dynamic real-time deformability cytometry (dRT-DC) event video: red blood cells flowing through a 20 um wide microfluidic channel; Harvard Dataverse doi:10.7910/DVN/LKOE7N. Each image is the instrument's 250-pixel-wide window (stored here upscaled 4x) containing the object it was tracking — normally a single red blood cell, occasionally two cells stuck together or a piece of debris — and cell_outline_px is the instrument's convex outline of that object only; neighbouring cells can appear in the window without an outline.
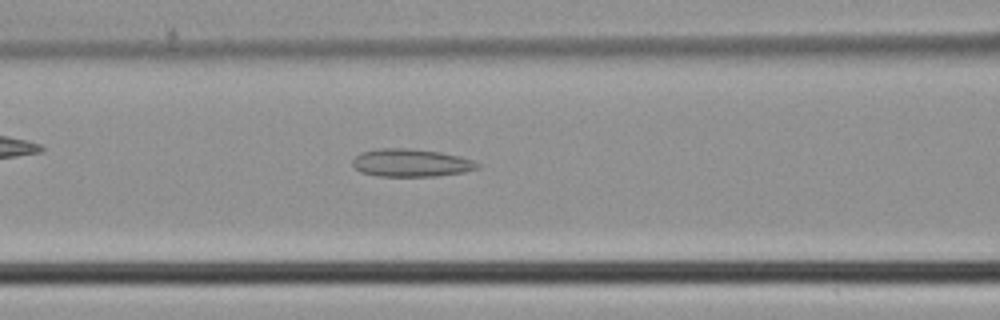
{"species": "common noctule bat (a hibernating species)", "species_latin": "Nyctalus noctula", "temperature_condition": "cold", "stored_images_in_passage": 37, "camera_frame_rate_fps": 3000, "um_per_image_px": 0.085, "animal": {"sex": "male", "body_mass_g": 21.5, "forearm_length_mm": 52.0}, "frame": {"image": 1, "passage_image": 16, "time_ms": 5.0, "image_size_px": [1000, 320], "cell_outline_px": [[480, 168], [464, 172], [436, 176], [376, 176], [360, 172], [352, 164], [352, 160], [360, 152], [380, 148], [408, 148], [440, 152], [460, 156], [472, 160], [480, 164]], "centroid_in_image_um": [34.93, 13.84], "position_along_channel_um": 131.7, "area_um2": 20.35}}
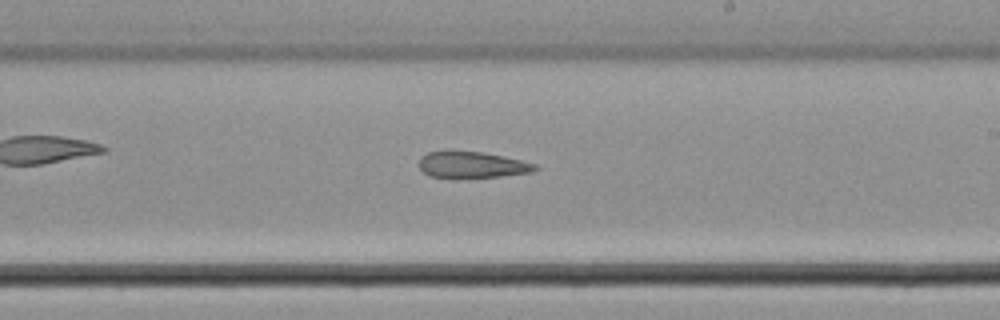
{"frame": {"image": 2, "passage_image": 24, "time_ms": 7.667, "image_size_px": [1000, 320], "cell_outline_px": [[540, 168], [532, 172], [500, 176], [428, 176], [420, 168], [420, 156], [428, 152], [444, 148], [484, 152], [520, 160], [536, 164]], "centroid_in_image_um": [40.09, 13.94], "position_along_channel_um": 248.9, "area_um2": 17.86}}
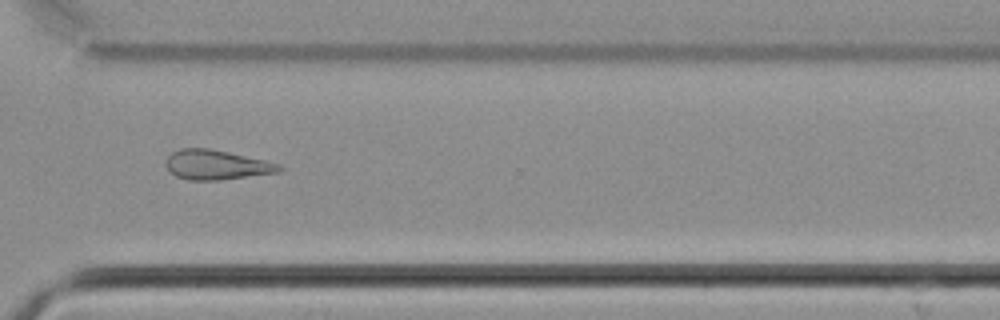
{"frame": {"image": 3, "passage_image": 31, "time_ms": 10.0, "image_size_px": [1000, 320], "cell_outline_px": [[284, 168], [276, 172], [220, 180], [188, 180], [176, 176], [168, 168], [168, 156], [172, 152], [180, 148], [208, 148], [228, 152], [264, 160], [280, 164]], "centroid_in_image_um": [18.4, 14.01], "position_along_channel_um": 352.2, "area_um2": 19.19}}